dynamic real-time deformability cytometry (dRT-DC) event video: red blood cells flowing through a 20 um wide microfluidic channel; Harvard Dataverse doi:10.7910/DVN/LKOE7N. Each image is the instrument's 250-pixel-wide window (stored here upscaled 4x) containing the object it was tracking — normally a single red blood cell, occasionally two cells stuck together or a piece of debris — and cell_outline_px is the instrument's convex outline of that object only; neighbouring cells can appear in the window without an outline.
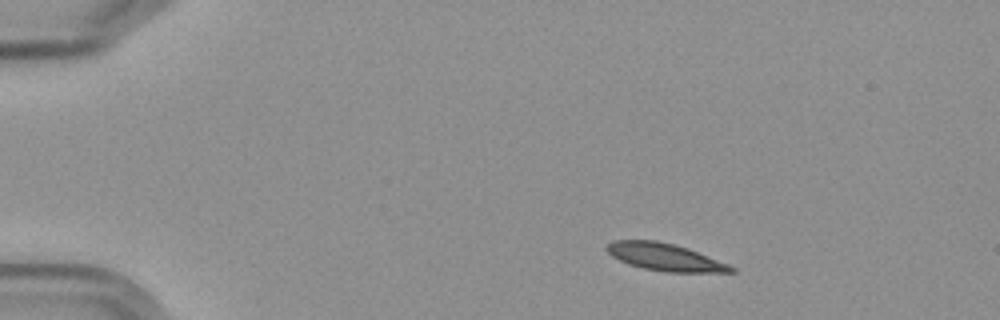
{"species": "Egyptian fruit bat (a non-hibernating species)", "species_latin": "Rousettus aegyptiacus", "temperature_condition": "cold", "stored_images_in_passage": 3, "camera_frame_rate_fps": 3000, "um_per_image_px": 0.085, "frame": {"image": 1, "passage_image": 1, "time_ms": 0.0, "image_size_px": [1000, 320], "cell_outline_px": [[736, 272], [664, 272], [644, 268], [628, 264], [612, 256], [604, 248], [612, 240], [656, 240], [688, 248], [728, 264], [736, 268]], "centroid_in_image_um": [56.5, 21.85], "position_along_channel_um": 28.5, "area_um2": 19.71}}